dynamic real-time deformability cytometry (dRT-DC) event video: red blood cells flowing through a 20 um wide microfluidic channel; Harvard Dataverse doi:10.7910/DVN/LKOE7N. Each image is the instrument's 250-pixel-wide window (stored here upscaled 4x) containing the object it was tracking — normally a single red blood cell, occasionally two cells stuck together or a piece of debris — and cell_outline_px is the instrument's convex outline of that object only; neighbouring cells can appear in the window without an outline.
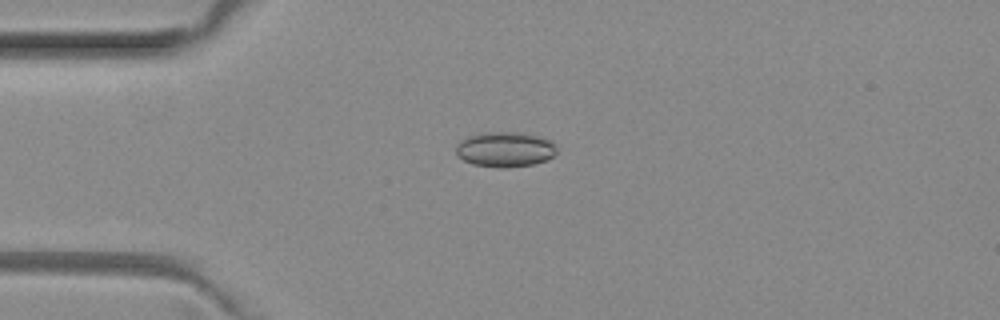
{"species": "common noctule bat (a hibernating species)", "species_latin": "Nyctalus noctula", "temperature_condition": "room temperature", "stored_images_in_passage": 2, "camera_frame_rate_fps": 3000, "um_per_image_px": 0.085, "animal": {"sex": "female", "body_mass_g": 29.2, "forearm_length_mm": 56.3}, "frame": {"image": 1, "passage_image": 1, "time_ms": 0.0, "image_size_px": [1000, 320], "cell_outline_px": [[556, 152], [548, 160], [532, 164], [504, 168], [500, 168], [472, 164], [456, 156], [456, 144], [460, 140], [468, 136], [484, 132], [520, 132], [552, 140], [556, 144]], "centroid_in_image_um": [42.91, 12.69], "position_along_channel_um": 42.1, "area_um2": 20.81}}